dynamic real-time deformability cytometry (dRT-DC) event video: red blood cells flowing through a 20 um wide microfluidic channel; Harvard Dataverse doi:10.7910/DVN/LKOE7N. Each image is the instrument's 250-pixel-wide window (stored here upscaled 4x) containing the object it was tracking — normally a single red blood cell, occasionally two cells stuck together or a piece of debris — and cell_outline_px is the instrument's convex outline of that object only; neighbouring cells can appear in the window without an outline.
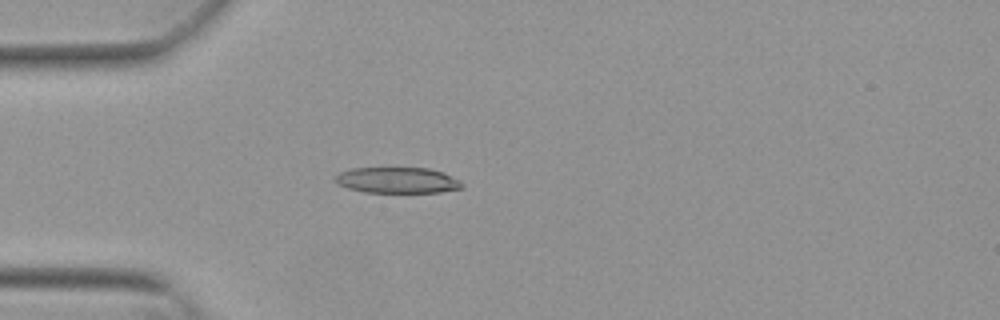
{"species": "Egyptian fruit bat (a non-hibernating species)", "species_latin": "Rousettus aegyptiacus", "temperature_condition": "warm", "stored_images_in_passage": 54, "camera_frame_rate_fps": 3000, "um_per_image_px": 0.085, "animal": {"sex": "female"}, "frame": {"image": 1, "passage_image": 16, "time_ms": 5.0, "image_size_px": [1000, 320], "cell_outline_px": [[464, 184], [460, 188], [440, 192], [364, 192], [348, 188], [332, 180], [332, 176], [340, 172], [352, 168], [428, 168], [444, 172], [460, 180]], "centroid_in_image_um": [33.75, 15.31], "position_along_channel_um": 51.2, "area_um2": 19.19}}
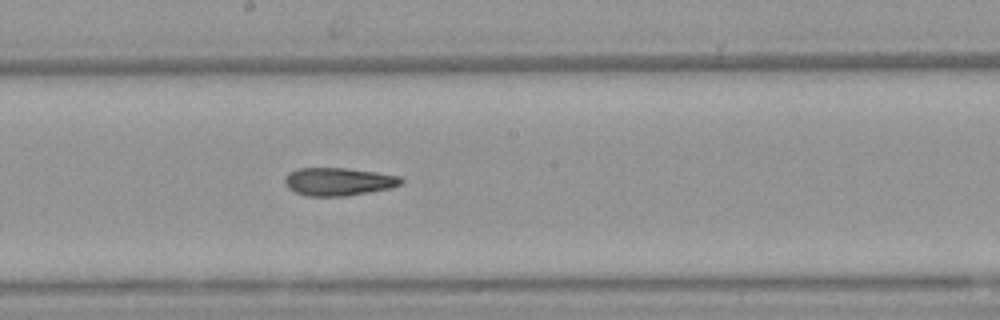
{"frame": {"image": 2, "passage_image": 30, "time_ms": 9.667, "image_size_px": [1000, 320], "cell_outline_px": [[404, 184], [392, 188], [344, 196], [308, 196], [292, 192], [284, 184], [284, 176], [288, 172], [296, 168], [344, 168], [376, 172], [400, 176], [404, 180]], "centroid_in_image_um": [28.74, 15.44], "position_along_channel_um": 219.5, "area_um2": 19.25}}
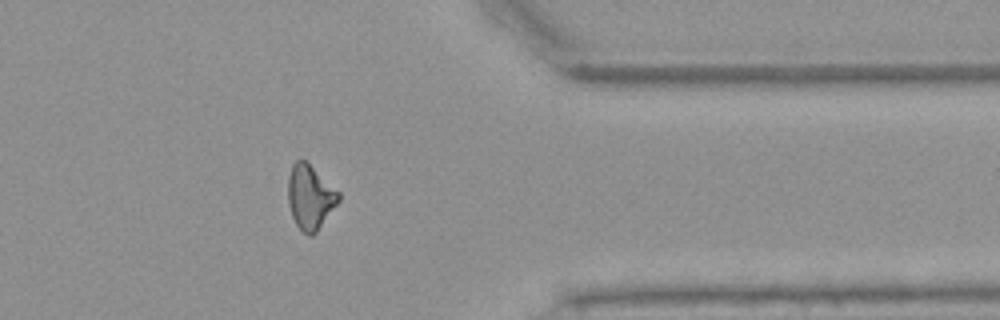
{"frame": {"image": 3, "passage_image": 44, "time_ms": 14.333, "image_size_px": [1000, 320], "cell_outline_px": [[340, 200], [316, 232], [312, 236], [308, 236], [296, 224], [292, 216], [288, 204], [288, 176], [292, 164], [296, 160], [304, 160], [340, 192]], "centroid_in_image_um": [26.35, 16.75], "position_along_channel_um": 385.0, "area_um2": 18.79}, "authors_computed_cell_mechanics": {"area_um2": 19.2763, "velocity_mm_per_s": 3.8521, "shape_relaxation_time_tau1_ms": null, "shape_relaxation_time_tau2_ms": 4.9658, "deformation_change_tau1": null, "deformation_change_tau2": 0.1698}}